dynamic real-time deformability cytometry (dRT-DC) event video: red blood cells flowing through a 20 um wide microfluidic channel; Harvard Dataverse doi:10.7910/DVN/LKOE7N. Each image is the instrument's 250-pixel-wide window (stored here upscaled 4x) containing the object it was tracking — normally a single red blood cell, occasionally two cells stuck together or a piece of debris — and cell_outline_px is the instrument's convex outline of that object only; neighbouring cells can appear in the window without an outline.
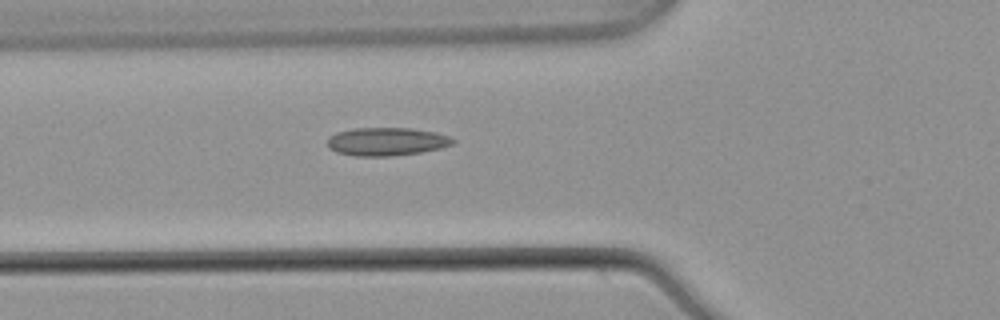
{"species": "common noctule bat (a hibernating species)", "species_latin": "Nyctalus noctula", "temperature_condition": "warm", "stored_images_in_passage": 35, "camera_frame_rate_fps": 3000, "um_per_image_px": 0.085, "animal": {"sex": "male", "body_mass_g": 21.5, "forearm_length_mm": 52.0}, "frame": {"image": 1, "passage_image": 6, "time_ms": 1.667, "image_size_px": [1000, 320], "cell_outline_px": [[456, 140], [452, 144], [440, 148], [420, 152], [392, 156], [352, 156], [336, 152], [328, 148], [328, 136], [336, 132], [352, 128], [412, 128], [436, 132], [448, 136]], "centroid_in_image_um": [32.82, 12.03], "position_along_channel_um": 93.0, "area_um2": 20.75}, "authors_computed_cell_mechanics": {"area_um2": 18.9584, "velocity_mm_per_s": 3.8972, "shape_relaxation_time_tau1_ms": null, "shape_relaxation_time_tau2_ms": 2.9259, "deformation_change_tau1": null, "deformation_change_tau2": 0.1038}}